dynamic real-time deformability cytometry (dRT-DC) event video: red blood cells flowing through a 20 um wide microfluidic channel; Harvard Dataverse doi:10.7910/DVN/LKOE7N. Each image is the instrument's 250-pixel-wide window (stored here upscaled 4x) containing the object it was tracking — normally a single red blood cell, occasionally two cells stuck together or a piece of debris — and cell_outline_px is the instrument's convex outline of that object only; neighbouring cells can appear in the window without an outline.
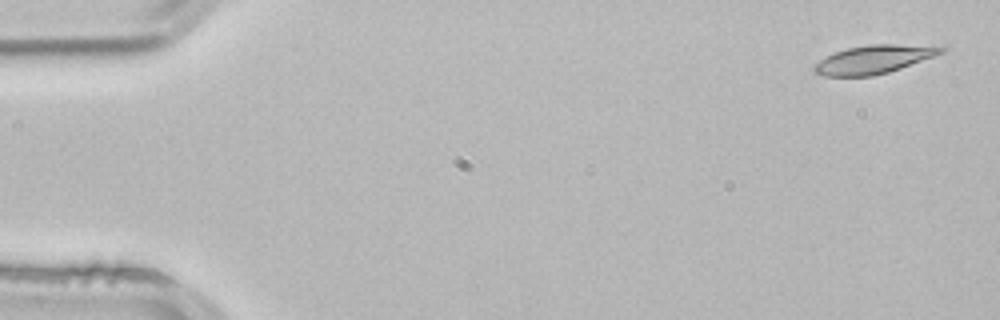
{"species": "common noctule bat (a hibernating species)", "species_latin": "Nyctalus noctula", "temperature_condition": "room temperature", "stored_images_in_passage": 4, "camera_frame_rate_fps": 3000, "um_per_image_px": 0.085, "animal": {"sex": "male", "body_mass_g": 21.5, "forearm_length_mm": 52.0}, "frame": {"image": 1, "passage_image": 1, "time_ms": 0.0, "image_size_px": [1000, 320], "cell_outline_px": [[948, 48], [944, 52], [900, 68], [888, 72], [872, 76], [824, 76], [816, 72], [812, 68], [820, 60], [836, 52], [848, 48], [868, 44], [896, 44]], "centroid_in_image_um": [74.24, 5.05], "position_along_channel_um": 10.8, "area_um2": 20.46}}
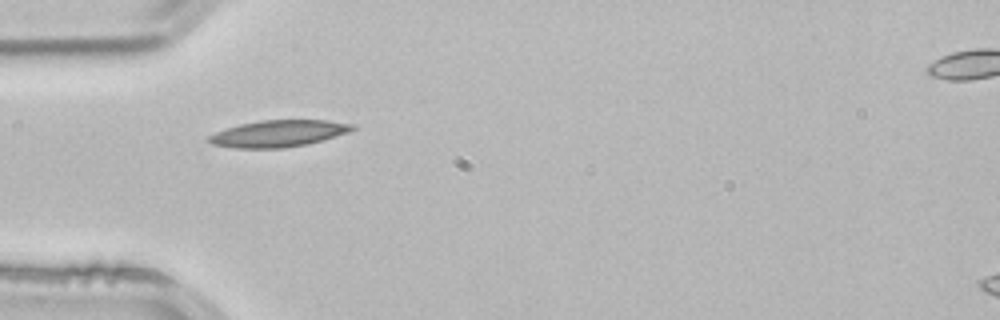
{"frame": {"image": 2, "passage_image": 4, "time_ms": 1.0, "image_size_px": [1000, 320], "cell_outline_px": [[356, 128], [348, 132], [308, 144], [280, 148], [236, 148], [212, 144], [204, 140], [208, 136], [216, 132], [240, 124], [260, 120], [328, 120], [356, 124]], "centroid_in_image_um": [23.66, 11.34], "position_along_channel_um": 61.3, "area_um2": 22.31}}